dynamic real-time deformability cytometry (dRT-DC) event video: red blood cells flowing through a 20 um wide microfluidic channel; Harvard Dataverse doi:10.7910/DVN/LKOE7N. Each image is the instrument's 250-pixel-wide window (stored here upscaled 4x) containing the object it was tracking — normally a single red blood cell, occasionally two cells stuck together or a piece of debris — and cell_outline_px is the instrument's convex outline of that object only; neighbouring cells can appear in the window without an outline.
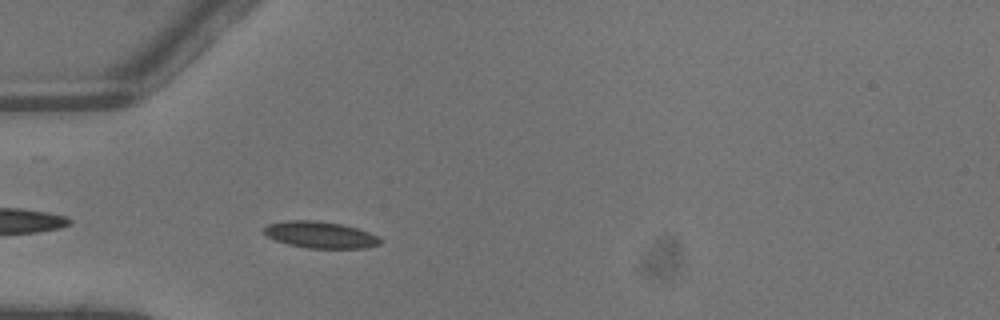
{"species": "common noctule bat (a hibernating species)", "species_latin": "Nyctalus noctula", "temperature_condition": "warm", "stored_images_in_passage": 2, "camera_frame_rate_fps": 3000, "um_per_image_px": 0.085, "animal": {"sex": "male", "body_mass_g": 13.3}, "frame": {"image": 1, "passage_image": 2, "time_ms": 0.333, "image_size_px": [1000, 320], "cell_outline_px": [[380, 244], [364, 248], [308, 248], [288, 244], [276, 240], [268, 236], [264, 232], [264, 228], [268, 224], [284, 220], [316, 220], [340, 224], [356, 228], [380, 236]], "centroid_in_image_um": [27.22, 19.95], "position_along_channel_um": 57.8, "area_um2": 17.92}}